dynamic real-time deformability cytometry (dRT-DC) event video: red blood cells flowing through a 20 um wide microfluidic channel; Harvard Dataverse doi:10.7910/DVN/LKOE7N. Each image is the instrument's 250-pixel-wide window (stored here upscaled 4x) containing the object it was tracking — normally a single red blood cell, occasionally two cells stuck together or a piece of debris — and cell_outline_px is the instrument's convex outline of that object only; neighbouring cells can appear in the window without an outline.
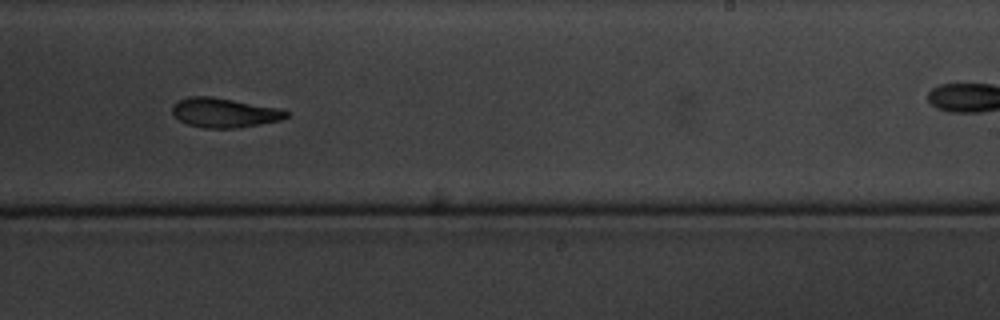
{"species": "common noctule bat (a hibernating species)", "species_latin": "Nyctalus noctula", "temperature_condition": "cold", "stored_images_in_passage": 16, "camera_frame_rate_fps": 3000, "um_per_image_px": 0.085, "animal": {"sex": "male", "body_mass_g": 20.1, "forearm_length_mm": 53.5}, "frame": {"image": 1, "passage_image": 10, "time_ms": 10.333, "image_size_px": [1000, 320], "cell_outline_px": [[288, 116], [280, 120], [260, 124], [236, 128], [204, 128], [188, 124], [180, 120], [172, 112], [172, 104], [176, 100], [188, 96], [212, 96], [284, 108], [288, 112]], "centroid_in_image_um": [19.08, 9.56], "position_along_channel_um": 269.9, "area_um2": 19.88}}
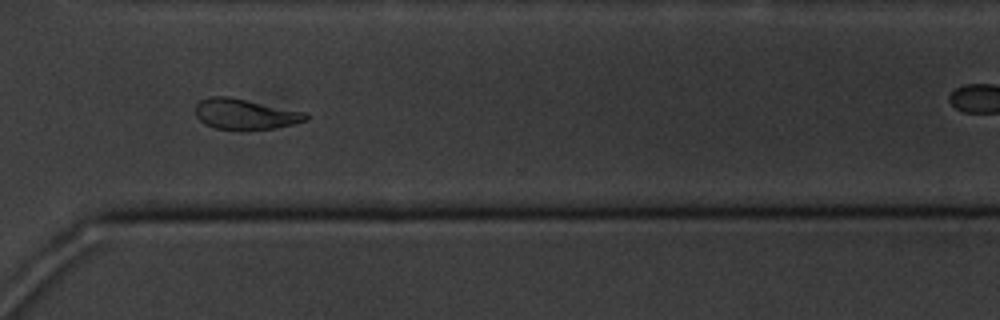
{"frame": {"image": 2, "passage_image": 12, "time_ms": 12.667, "image_size_px": [1000, 320], "cell_outline_px": [[308, 120], [292, 124], [272, 128], [216, 128], [204, 124], [196, 116], [196, 104], [200, 100], [208, 96], [228, 96], [308, 112]], "centroid_in_image_um": [20.84, 9.66], "position_along_channel_um": 349.8, "area_um2": 19.36}}
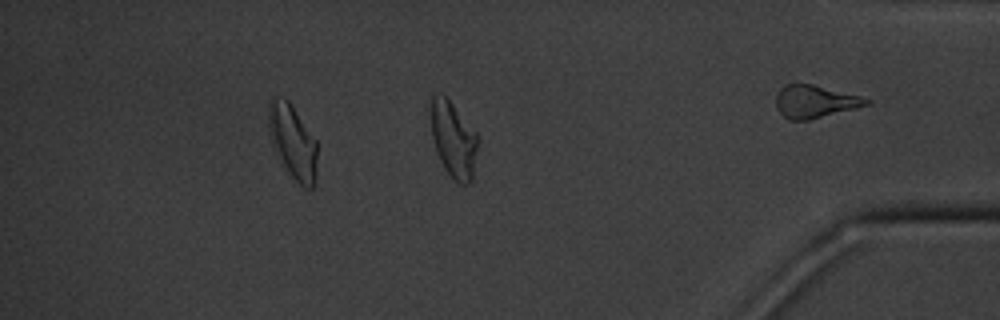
{"frame": {"image": 3, "passage_image": 14, "time_ms": 15.0, "image_size_px": [1000, 320], "cell_outline_px": [[316, 176], [312, 188], [304, 188], [292, 176], [284, 164], [272, 140], [268, 124], [268, 104], [272, 96], [288, 100], [316, 140]], "centroid_in_image_um": [24.89, 12.01], "position_along_channel_um": 410.3, "area_um2": 20.23}, "authors_computed_cell_mechanics": {"area_um2": 20.23, "velocity_mm_per_s": 3.4318, "shape_relaxation_time_tau1_ms": 2.8922, "shape_relaxation_time_tau2_ms": null, "deformation_change_tau1": 0.1443, "deformation_change_tau2": null}}